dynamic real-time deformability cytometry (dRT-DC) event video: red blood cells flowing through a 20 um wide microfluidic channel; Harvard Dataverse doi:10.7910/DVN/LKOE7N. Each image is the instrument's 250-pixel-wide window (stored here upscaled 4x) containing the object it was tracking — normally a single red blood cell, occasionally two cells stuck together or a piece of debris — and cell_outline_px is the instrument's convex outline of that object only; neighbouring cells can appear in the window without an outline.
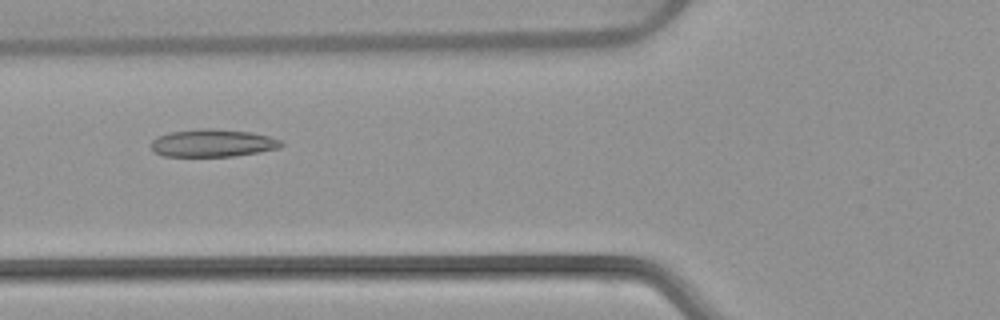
{"species": "common noctule bat (a hibernating species)", "species_latin": "Nyctalus noctula", "temperature_condition": "warm", "stored_images_in_passage": 52, "camera_frame_rate_fps": 3000, "um_per_image_px": 0.085, "animal": {"sex": "female", "body_mass_g": 22.7, "forearm_length_mm": 54.2}, "frame": {"image": 1, "passage_image": 20, "time_ms": 6.333, "image_size_px": [1000, 320], "cell_outline_px": [[284, 144], [280, 148], [260, 152], [232, 156], [164, 156], [152, 152], [152, 140], [156, 136], [168, 132], [204, 128], [212, 128], [252, 132], [268, 136], [280, 140]], "centroid_in_image_um": [18.06, 12.15], "position_along_channel_um": 107.7, "area_um2": 21.1}}
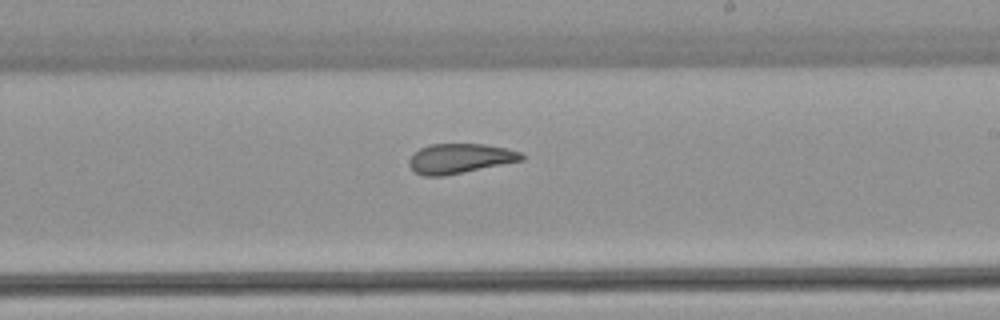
{"frame": {"image": 2, "passage_image": 31, "time_ms": 10.0, "image_size_px": [1000, 320], "cell_outline_px": [[524, 160], [444, 176], [424, 176], [416, 172], [408, 164], [408, 160], [420, 148], [428, 144], [484, 144], [504, 148], [520, 152], [524, 156]], "centroid_in_image_um": [39.08, 13.47], "position_along_channel_um": 249.9, "area_um2": 19.36}}
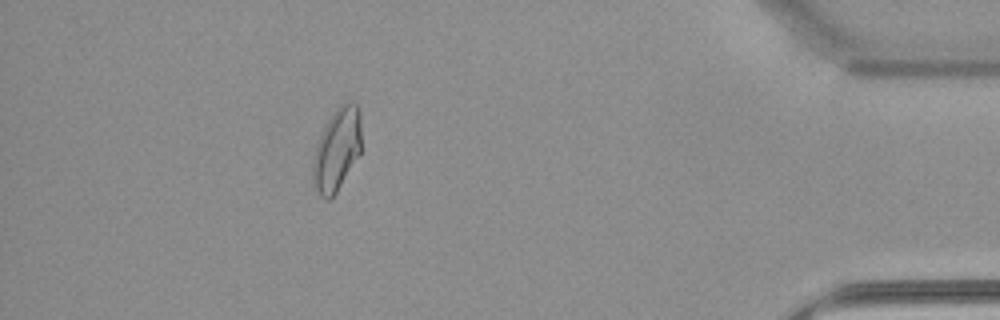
{"frame": {"image": 3, "passage_image": 47, "time_ms": 15.333, "image_size_px": [1000, 320], "cell_outline_px": [[360, 152], [336, 192], [328, 200], [324, 200], [320, 196], [316, 188], [312, 176], [312, 160], [316, 144], [328, 120], [336, 108], [340, 104], [356, 104], [360, 112]], "centroid_in_image_um": [28.6, 12.73], "position_along_channel_um": 406.6, "area_um2": 22.83}, "authors_computed_cell_mechanics": {"area_um2": 21.9062, "velocity_mm_per_s": 3.8729, "shape_relaxation_time_tau1_ms": 7.452, "shape_relaxation_time_tau2_ms": 1.9824, "deformation_change_tau1": 0.2054, "deformation_change_tau2": 0.0989}}